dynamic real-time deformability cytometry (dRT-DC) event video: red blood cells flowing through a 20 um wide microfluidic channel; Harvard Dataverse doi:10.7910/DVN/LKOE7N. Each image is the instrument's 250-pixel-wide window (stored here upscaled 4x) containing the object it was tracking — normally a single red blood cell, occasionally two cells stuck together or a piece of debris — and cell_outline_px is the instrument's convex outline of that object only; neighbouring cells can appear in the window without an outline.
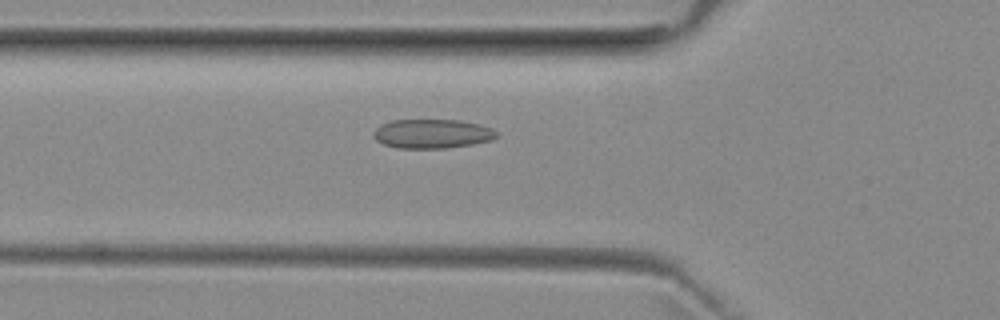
{"species": "common noctule bat (a hibernating species)", "species_latin": "Nyctalus noctula", "temperature_condition": "room temperature", "stored_images_in_passage": 36, "camera_frame_rate_fps": 3000, "um_per_image_px": 0.085, "animal": {"sex": "female", "body_mass_g": 29.2, "forearm_length_mm": 56.3}, "frame": {"image": 1, "passage_image": 2, "time_ms": 0.333, "image_size_px": [1000, 320], "cell_outline_px": [[500, 136], [492, 140], [472, 144], [444, 148], [396, 148], [384, 144], [376, 140], [372, 136], [372, 132], [380, 124], [392, 120], [460, 120], [492, 128]], "centroid_in_image_um": [36.71, 11.37], "position_along_channel_um": 89.1, "area_um2": 20.98}}
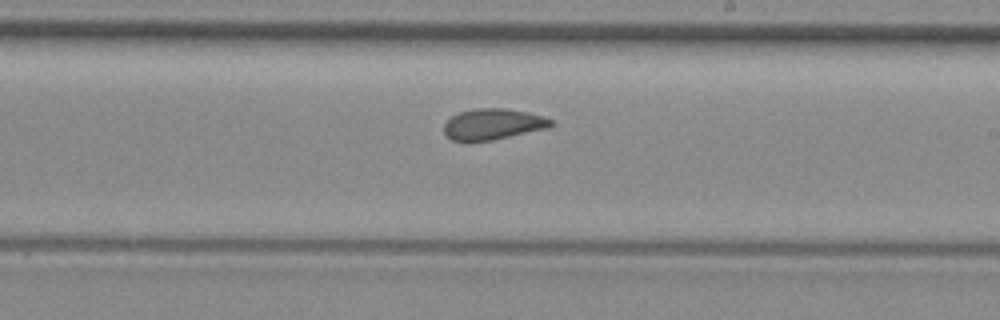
{"frame": {"image": 2, "passage_image": 14, "time_ms": 4.333, "image_size_px": [1000, 320], "cell_outline_px": [[556, 124], [544, 128], [492, 140], [452, 140], [444, 132], [444, 124], [452, 116], [460, 112], [476, 108], [504, 108], [528, 112], [544, 116], [552, 120]], "centroid_in_image_um": [41.91, 10.53], "position_along_channel_um": 247.1, "area_um2": 18.9}}
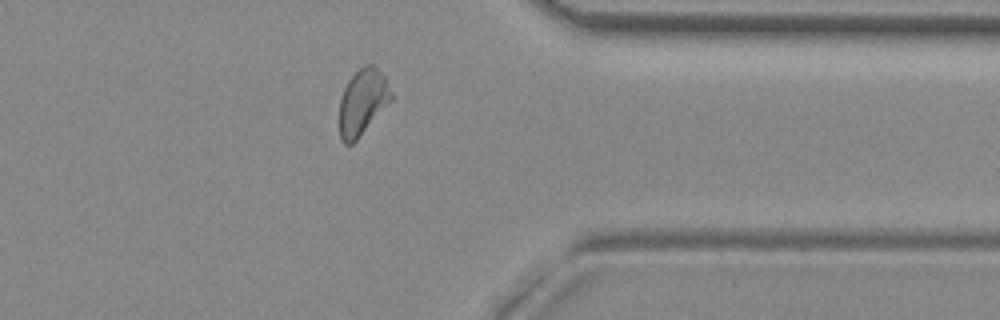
{"frame": {"image": 3, "passage_image": 25, "time_ms": 8.0, "image_size_px": [1000, 320], "cell_outline_px": [[392, 100], [356, 140], [352, 144], [344, 144], [340, 140], [340, 100], [344, 88], [348, 80], [364, 64], [372, 64], [384, 76], [392, 92]], "centroid_in_image_um": [30.82, 8.67], "position_along_channel_um": 380.6, "area_um2": 19.65}}